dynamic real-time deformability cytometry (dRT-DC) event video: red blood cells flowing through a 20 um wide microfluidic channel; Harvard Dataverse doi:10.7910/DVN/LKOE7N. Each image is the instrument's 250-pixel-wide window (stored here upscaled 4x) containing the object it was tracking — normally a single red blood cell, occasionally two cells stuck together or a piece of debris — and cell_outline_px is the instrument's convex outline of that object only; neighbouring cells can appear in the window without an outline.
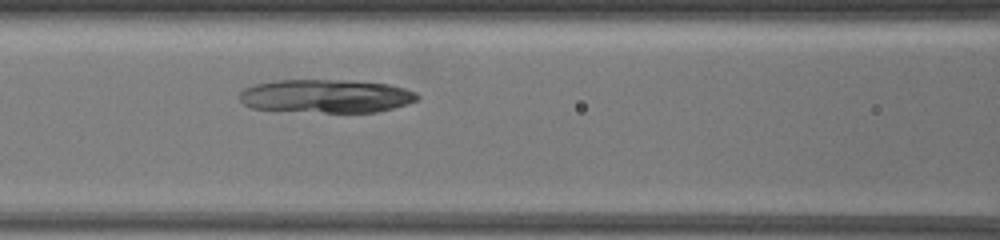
{"species": "common noctule bat (a hibernating species)", "species_latin": "Nyctalus noctula", "temperature_condition": "warm", "stored_images_in_passage": 24, "camera_frame_rate_fps": 3000, "um_per_image_px": 0.085, "animal": {"sex": "female", "body_mass_g": 19.5, "forearm_length_mm": 54.1}, "frame": {"image": 1, "passage_image": 10, "time_ms": 3.667, "image_size_px": [1000, 240], "cell_outline_px": [[420, 100], [408, 104], [376, 112], [324, 112], [252, 108], [244, 104], [240, 100], [240, 92], [244, 88], [256, 84], [276, 80], [348, 80], [388, 84], [404, 88], [416, 92], [420, 96]], "centroid_in_image_um": [27.76, 8.16], "position_along_channel_um": 138.8, "area_um2": 34.51}}
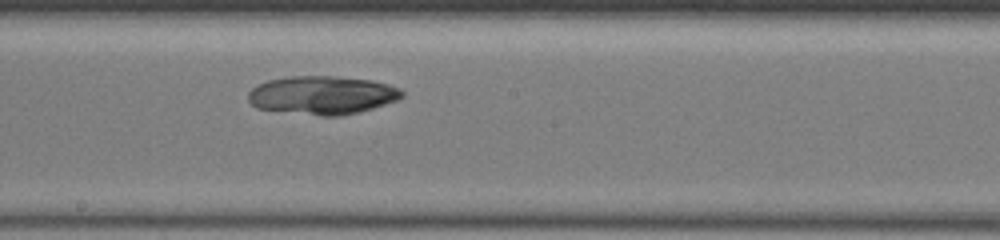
{"frame": {"image": 2, "passage_image": 15, "time_ms": 5.667, "image_size_px": [1000, 240], "cell_outline_px": [[404, 96], [396, 100], [360, 112], [340, 116], [320, 116], [256, 108], [248, 100], [248, 92], [256, 84], [268, 80], [288, 76], [336, 76], [372, 80], [388, 84], [400, 88], [404, 92]], "centroid_in_image_um": [27.38, 8.08], "position_along_channel_um": 220.8, "area_um2": 34.62}}
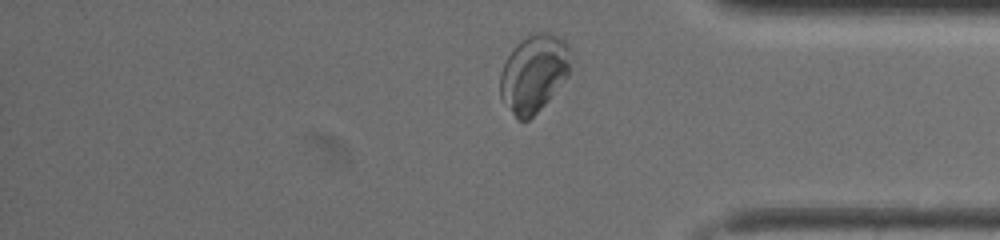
{"frame": {"image": 3, "passage_image": 24, "time_ms": 10.0, "image_size_px": [1000, 240], "cell_outline_px": [[568, 76], [548, 100], [528, 120], [520, 120], [512, 112], [500, 96], [500, 72], [512, 48], [520, 40], [536, 32], [552, 32], [560, 36], [568, 44]], "centroid_in_image_um": [45.36, 6.19], "position_along_channel_um": 389.8, "area_um2": 31.39}}